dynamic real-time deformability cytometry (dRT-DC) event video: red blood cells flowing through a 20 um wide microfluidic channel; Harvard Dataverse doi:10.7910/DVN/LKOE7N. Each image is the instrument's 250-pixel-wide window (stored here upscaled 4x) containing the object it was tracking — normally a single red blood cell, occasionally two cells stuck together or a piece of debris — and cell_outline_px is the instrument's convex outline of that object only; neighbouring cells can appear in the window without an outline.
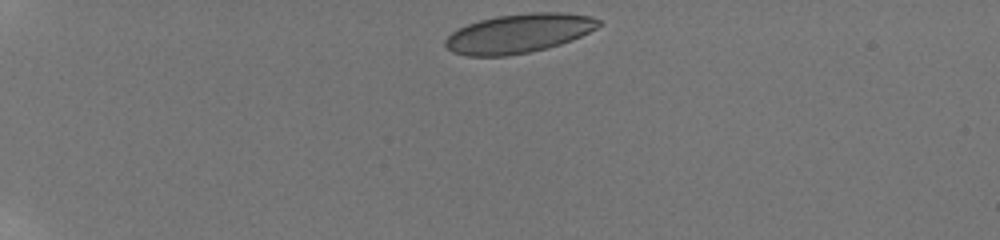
{"species": "human", "species_latin": "Homo sapiens", "temperature_condition": "room temperature", "stored_images_in_passage": 42, "camera_frame_rate_fps": 3000, "um_per_image_px": 0.085, "donor": {"sex": "male"}, "frame": {"image": 1, "passage_image": 1, "time_ms": 0.0, "image_size_px": [1000, 240], "cell_outline_px": [[600, 24], [596, 28], [572, 40], [560, 44], [528, 52], [508, 56], [468, 56], [452, 52], [444, 44], [444, 40], [452, 32], [468, 24], [480, 20], [496, 16], [528, 12], [560, 12], [592, 16], [600, 20]], "centroid_in_image_um": [44.08, 2.83], "position_along_channel_um": 40.9, "area_um2": 34.8}}
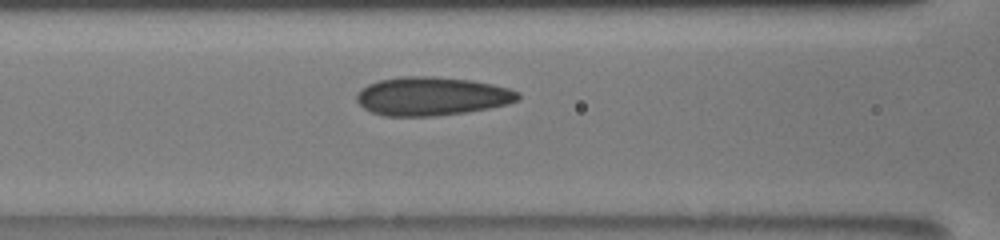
{"frame": {"image": 2, "passage_image": 14, "time_ms": 4.333, "image_size_px": [1000, 240], "cell_outline_px": [[520, 96], [516, 100], [508, 104], [488, 108], [464, 112], [436, 116], [384, 116], [372, 112], [364, 108], [356, 100], [356, 96], [368, 84], [380, 80], [400, 76], [432, 76], [472, 80], [492, 84], [508, 88], [520, 92]], "centroid_in_image_um": [36.71, 8.17], "position_along_channel_um": 129.9, "area_um2": 36.13}}
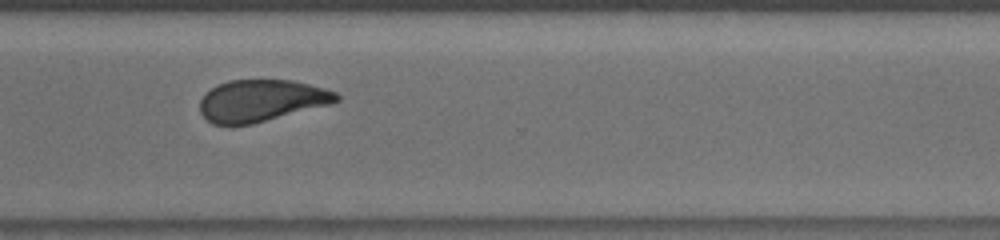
{"frame": {"image": 3, "passage_image": 31, "time_ms": 10.0, "image_size_px": [1000, 240], "cell_outline_px": [[340, 100], [332, 104], [252, 124], [212, 124], [200, 112], [200, 100], [212, 88], [228, 80], [292, 80], [324, 88], [336, 92], [340, 96]], "centroid_in_image_um": [22.25, 8.55], "position_along_channel_um": 348.3, "area_um2": 33.06}, "authors_computed_cell_mechanics": {"area_um2": 34.9979, "velocity_mm_per_s": 3.8657, "shape_relaxation_time_tau1_ms": 7.951, "shape_relaxation_time_tau2_ms": 1.4712, "deformation_change_tau1": 0.159, "deformation_change_tau2": 0.0722}}